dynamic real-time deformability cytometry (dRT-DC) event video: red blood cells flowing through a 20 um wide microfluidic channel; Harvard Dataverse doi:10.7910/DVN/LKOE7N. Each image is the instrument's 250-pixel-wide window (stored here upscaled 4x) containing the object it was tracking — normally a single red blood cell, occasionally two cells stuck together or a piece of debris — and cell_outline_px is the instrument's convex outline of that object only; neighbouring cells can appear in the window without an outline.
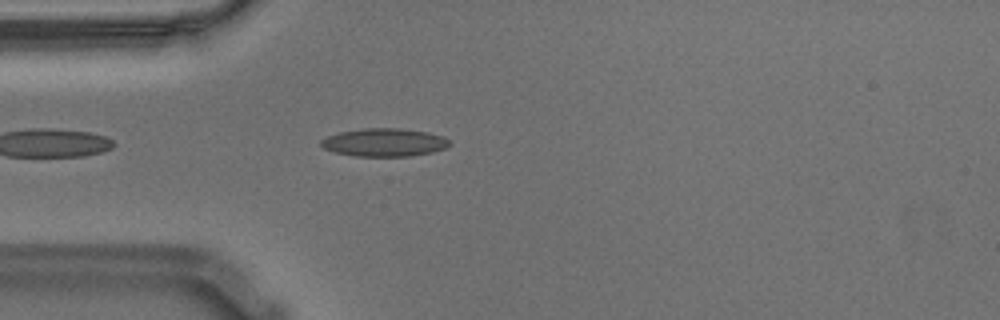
{"species": "Egyptian fruit bat (a non-hibernating species)", "species_latin": "Rousettus aegyptiacus", "temperature_condition": "warm", "stored_images_in_passage": 12, "camera_frame_rate_fps": 3000, "um_per_image_px": 0.085, "animal": {"sex": "male"}, "frame": {"image": 1, "passage_image": 4, "time_ms": 1.0, "image_size_px": [1000, 320], "cell_outline_px": [[452, 144], [444, 148], [432, 152], [412, 156], [356, 156], [336, 152], [324, 148], [320, 144], [320, 140], [328, 136], [340, 132], [364, 128], [400, 128], [428, 132], [444, 136]], "centroid_in_image_um": [32.69, 12.1], "position_along_channel_um": 52.3, "area_um2": 20.98}}